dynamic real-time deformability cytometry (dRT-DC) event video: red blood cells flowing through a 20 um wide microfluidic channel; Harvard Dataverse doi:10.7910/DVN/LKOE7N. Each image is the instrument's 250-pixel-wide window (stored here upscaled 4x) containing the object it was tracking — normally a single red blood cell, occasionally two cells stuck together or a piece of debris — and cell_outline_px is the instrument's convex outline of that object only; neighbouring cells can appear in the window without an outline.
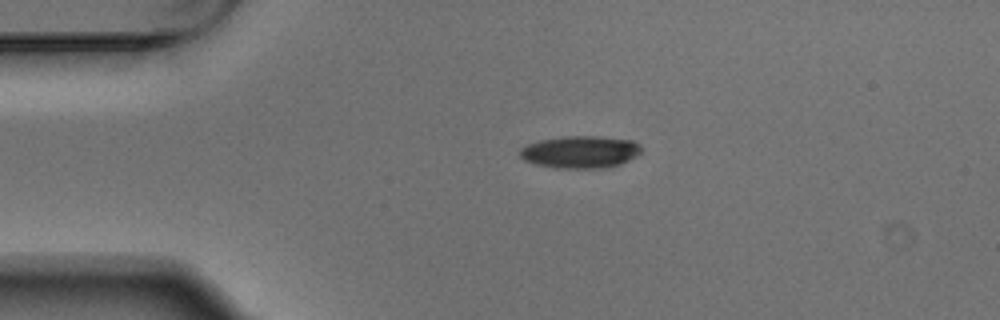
{"species": "Egyptian fruit bat (a non-hibernating species)", "species_latin": "Rousettus aegyptiacus", "temperature_condition": "warm", "stored_images_in_passage": 2, "camera_frame_rate_fps": 3000, "um_per_image_px": 0.085, "animal": {"sex": "male"}, "frame": {"image": 1, "passage_image": 1, "time_ms": 0.0, "image_size_px": [1000, 320], "cell_outline_px": [[644, 148], [636, 156], [620, 164], [608, 168], [556, 168], [536, 164], [524, 160], [520, 156], [520, 148], [528, 144], [540, 140], [564, 136], [600, 136], [632, 140], [640, 144]], "centroid_in_image_um": [49.35, 12.91], "position_along_channel_um": 35.6, "area_um2": 23.0}}
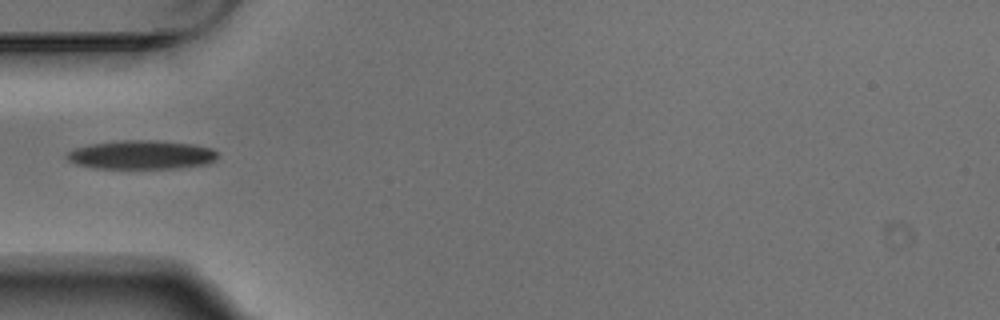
{"frame": {"image": 2, "passage_image": 2, "time_ms": 0.333, "image_size_px": [1000, 320], "cell_outline_px": [[216, 160], [208, 164], [180, 168], [92, 168], [76, 164], [68, 160], [64, 156], [72, 148], [88, 144], [120, 140], [156, 140], [192, 144], [212, 148], [216, 152]], "centroid_in_image_um": [11.98, 13.15], "position_along_channel_um": 73.0, "area_um2": 25.61}}